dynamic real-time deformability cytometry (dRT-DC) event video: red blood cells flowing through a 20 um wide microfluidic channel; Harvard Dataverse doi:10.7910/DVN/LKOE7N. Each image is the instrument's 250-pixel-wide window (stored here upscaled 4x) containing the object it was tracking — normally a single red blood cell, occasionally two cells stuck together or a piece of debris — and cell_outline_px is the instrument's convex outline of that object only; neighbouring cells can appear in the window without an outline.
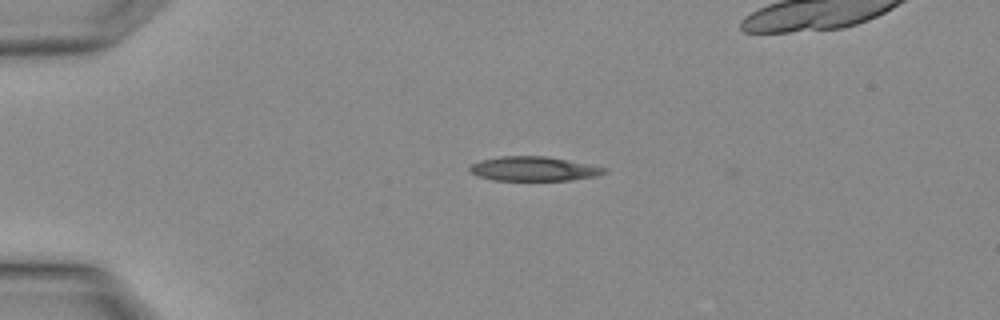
{"species": "Egyptian fruit bat (a non-hibernating species)", "species_latin": "Rousettus aegyptiacus", "temperature_condition": "warm", "stored_images_in_passage": 3, "camera_frame_rate_fps": 3000, "um_per_image_px": 0.085, "animal": {"sex": "female"}, "frame": {"image": 1, "passage_image": 1, "time_ms": 0.0, "image_size_px": [1000, 320], "cell_outline_px": [[608, 172], [596, 176], [568, 180], [496, 180], [480, 176], [468, 172], [468, 168], [472, 164], [480, 160], [500, 156], [548, 156], [608, 168]], "centroid_in_image_um": [45.37, 14.34], "position_along_channel_um": 39.6, "area_um2": 19.07}}